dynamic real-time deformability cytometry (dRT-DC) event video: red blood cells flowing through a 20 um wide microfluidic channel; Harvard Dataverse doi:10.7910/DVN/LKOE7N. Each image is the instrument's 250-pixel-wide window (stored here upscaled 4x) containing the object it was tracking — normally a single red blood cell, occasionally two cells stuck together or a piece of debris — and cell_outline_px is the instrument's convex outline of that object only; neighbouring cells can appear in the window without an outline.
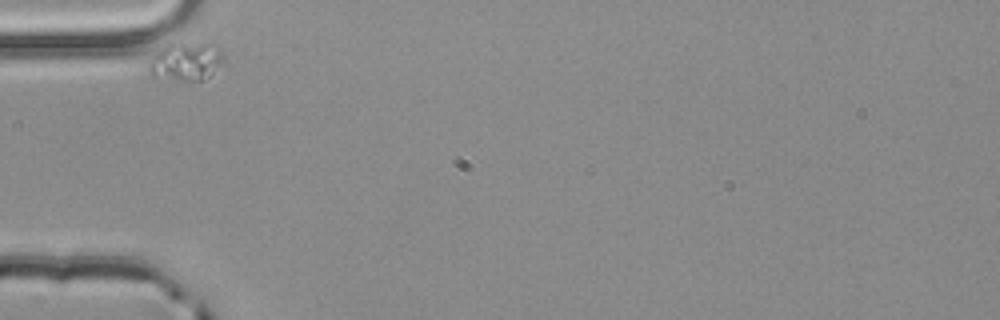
{"species": "common noctule bat (a hibernating species)", "species_latin": "Nyctalus noctula", "temperature_condition": "room temperature", "stored_images_in_passage": 32, "camera_frame_rate_fps": 3000, "um_per_image_px": 0.085, "animal": {"sex": "male", "body_mass_g": 20.4}, "frame": {"image": 1, "passage_image": 1, "time_ms": 0.0, "image_size_px": [1000, 320], "cell_outline_px": [[224, 60], [208, 76], [200, 80], [176, 80], [152, 76], [148, 72], [148, 64], [152, 56], [164, 44], [216, 44], [224, 56]], "centroid_in_image_um": [15.75, 5.22], "position_along_channel_um": 69.2, "area_um2": 16.42}}